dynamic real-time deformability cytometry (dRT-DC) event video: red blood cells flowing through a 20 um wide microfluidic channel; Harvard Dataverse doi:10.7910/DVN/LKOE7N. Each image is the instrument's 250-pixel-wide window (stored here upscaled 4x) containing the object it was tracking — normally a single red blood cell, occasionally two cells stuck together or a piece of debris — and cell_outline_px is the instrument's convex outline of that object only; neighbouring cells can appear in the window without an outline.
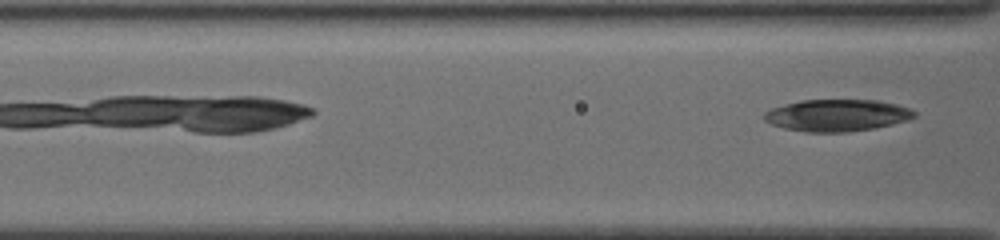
{"species": "common noctule bat (a hibernating species)", "species_latin": "Nyctalus noctula", "temperature_condition": "cold", "stored_images_in_passage": 10, "camera_frame_rate_fps": 3000, "um_per_image_px": 0.085, "animal": {"sex": "female", "body_mass_g": 19.5, "forearm_length_mm": 54.1}, "frame": {"image": 1, "passage_image": 10, "time_ms": 3.0, "image_size_px": [1000, 240], "cell_outline_px": [[916, 116], [908, 120], [892, 124], [872, 128], [848, 132], [804, 132], [784, 128], [772, 124], [764, 120], [764, 112], [772, 108], [784, 104], [800, 100], [880, 100], [896, 104], [908, 108], [916, 112]], "centroid_in_image_um": [71.14, 9.8], "position_along_channel_um": 95.5, "area_um2": 27.92}}